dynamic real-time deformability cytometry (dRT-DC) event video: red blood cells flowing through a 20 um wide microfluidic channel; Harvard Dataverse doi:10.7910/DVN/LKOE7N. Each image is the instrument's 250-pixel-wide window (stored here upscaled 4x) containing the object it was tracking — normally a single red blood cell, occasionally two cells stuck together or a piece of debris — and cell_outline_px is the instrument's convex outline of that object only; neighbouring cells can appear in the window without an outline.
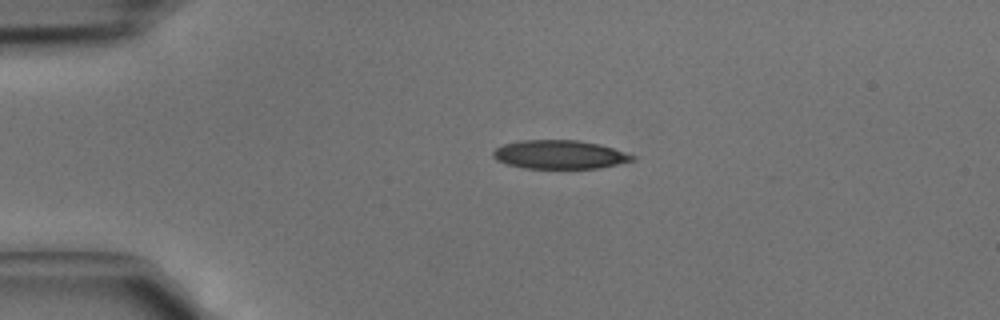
{"species": "common noctule bat (a hibernating species)", "species_latin": "Nyctalus noctula", "temperature_condition": "cold", "stored_images_in_passage": 2, "camera_frame_rate_fps": 3000, "um_per_image_px": 0.085, "animal": {"sex": "male", "body_mass_g": 15.6}, "frame": {"image": 1, "passage_image": 1, "time_ms": 0.0, "image_size_px": [1000, 320], "cell_outline_px": [[636, 160], [596, 168], [524, 168], [508, 164], [496, 160], [492, 156], [492, 152], [496, 148], [504, 144], [520, 140], [576, 140], [600, 144], [636, 156]], "centroid_in_image_um": [47.54, 13.13], "position_along_channel_um": 37.5, "area_um2": 23.12}}